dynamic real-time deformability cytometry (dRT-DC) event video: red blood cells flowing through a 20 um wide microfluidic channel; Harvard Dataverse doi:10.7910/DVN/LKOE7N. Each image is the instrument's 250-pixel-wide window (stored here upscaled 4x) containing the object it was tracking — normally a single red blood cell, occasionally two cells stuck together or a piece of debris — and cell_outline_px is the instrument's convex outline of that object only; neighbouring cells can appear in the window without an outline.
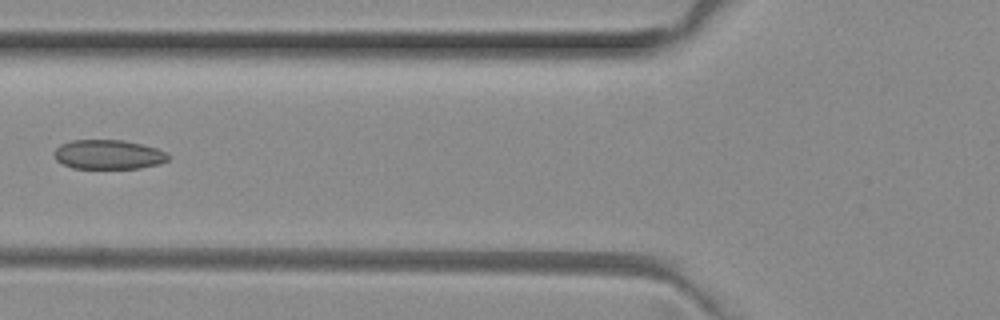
{"species": "common noctule bat (a hibernating species)", "species_latin": "Nyctalus noctula", "temperature_condition": "room temperature", "stored_images_in_passage": 3, "camera_frame_rate_fps": 3000, "um_per_image_px": 0.085, "animal": {"sex": "female", "body_mass_g": 29.2, "forearm_length_mm": 56.3}, "frame": {"image": 1, "passage_image": 3, "time_ms": 0.667, "image_size_px": [1000, 320], "cell_outline_px": [[168, 160], [160, 164], [140, 168], [72, 168], [56, 160], [56, 148], [60, 144], [72, 140], [124, 140], [156, 148], [164, 152], [168, 156]], "centroid_in_image_um": [9.21, 13.13], "position_along_channel_um": 116.6, "area_um2": 19.31}}